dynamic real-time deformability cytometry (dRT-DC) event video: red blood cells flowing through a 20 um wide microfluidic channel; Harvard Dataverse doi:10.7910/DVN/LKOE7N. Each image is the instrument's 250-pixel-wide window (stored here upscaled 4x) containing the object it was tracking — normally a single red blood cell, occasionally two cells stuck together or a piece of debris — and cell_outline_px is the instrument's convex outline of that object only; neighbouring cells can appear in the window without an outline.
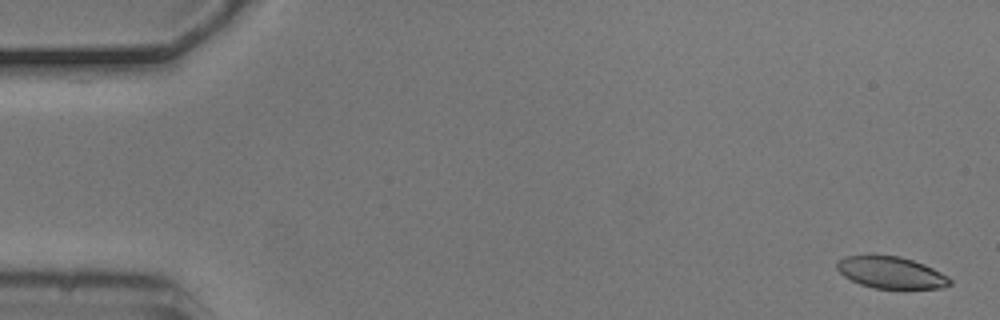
{"species": "common noctule bat (a hibernating species)", "species_latin": "Nyctalus noctula", "temperature_condition": "cold", "stored_images_in_passage": 5, "camera_frame_rate_fps": 3000, "um_per_image_px": 0.085, "animal": {"sex": "male", "body_mass_g": 20.5, "forearm_length_mm": 52.5}, "frame": {"image": 1, "passage_image": 1, "time_ms": 0.0, "image_size_px": [1000, 320], "cell_outline_px": [[952, 284], [944, 288], [872, 288], [860, 284], [844, 276], [836, 268], [836, 264], [844, 256], [872, 252], [900, 256], [924, 264], [948, 276], [952, 280]], "centroid_in_image_um": [75.7, 23.12], "position_along_channel_um": 9.3, "area_um2": 21.5}}
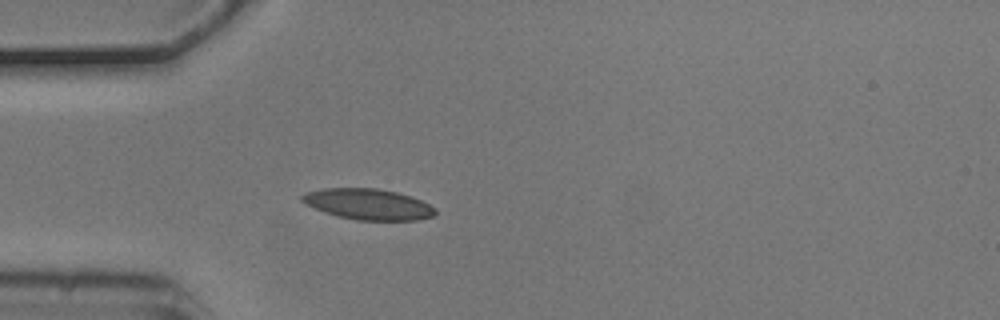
{"frame": {"image": 2, "passage_image": 5, "time_ms": 1.333, "image_size_px": [1000, 320], "cell_outline_px": [[436, 216], [416, 220], [356, 220], [340, 216], [304, 204], [300, 200], [300, 196], [308, 192], [324, 188], [376, 188], [396, 192], [420, 200], [436, 208]], "centroid_in_image_um": [31.31, 17.36], "position_along_channel_um": 53.7, "area_um2": 23.7}}